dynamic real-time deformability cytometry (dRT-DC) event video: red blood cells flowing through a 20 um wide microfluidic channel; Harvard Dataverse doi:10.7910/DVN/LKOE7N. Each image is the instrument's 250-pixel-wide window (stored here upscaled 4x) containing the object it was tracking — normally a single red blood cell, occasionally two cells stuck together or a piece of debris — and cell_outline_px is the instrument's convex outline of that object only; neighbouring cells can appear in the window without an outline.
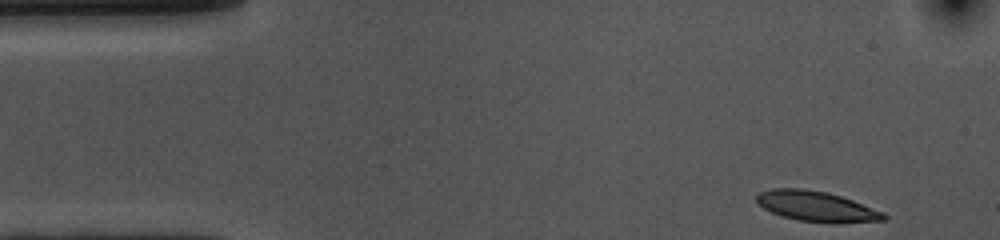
{"species": "common noctule bat (a hibernating species)", "species_latin": "Nyctalus noctula", "temperature_condition": "cold", "stored_images_in_passage": 41, "camera_frame_rate_fps": 3000, "um_per_image_px": 0.085, "animal": {"sex": "female", "body_mass_g": 10.0, "forearm_length_mm": 53.1}, "frame": {"image": 1, "passage_image": 1, "time_ms": 0.0, "image_size_px": [1000, 240], "cell_outline_px": [[888, 216], [884, 220], [840, 224], [832, 224], [800, 220], [780, 216], [764, 208], [756, 200], [756, 196], [760, 192], [772, 188], [804, 188], [828, 192], [852, 200], [884, 212]], "centroid_in_image_um": [69.43, 17.55], "position_along_channel_um": 15.6, "area_um2": 22.66}}
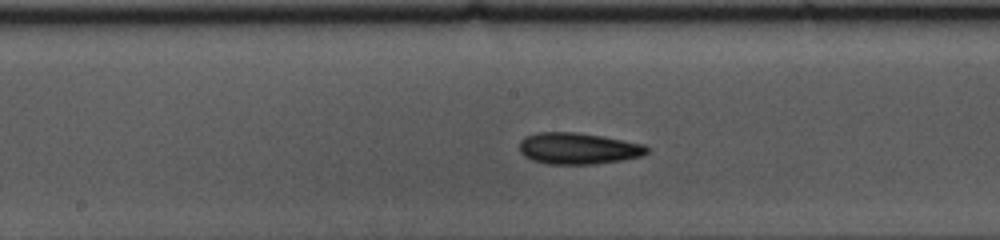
{"frame": {"image": 2, "passage_image": 23, "time_ms": 7.333, "image_size_px": [1000, 240], "cell_outline_px": [[648, 152], [644, 156], [624, 160], [592, 164], [548, 164], [532, 160], [524, 156], [520, 152], [520, 140], [524, 136], [536, 132], [576, 132], [604, 136], [644, 144], [648, 148]], "centroid_in_image_um": [49.15, 12.61], "position_along_channel_um": 199.1, "area_um2": 23.64}}
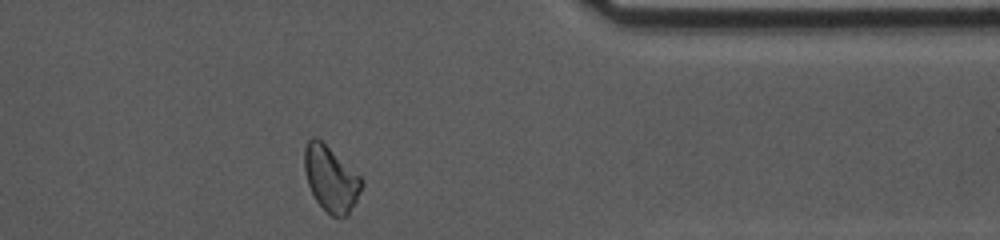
{"frame": {"image": 3, "passage_image": 40, "time_ms": 13.0, "image_size_px": [1000, 240], "cell_outline_px": [[364, 184], [348, 216], [332, 216], [316, 200], [308, 184], [304, 172], [304, 148], [308, 140], [312, 136], [316, 136], [360, 176], [364, 180]], "centroid_in_image_um": [28.11, 15.18], "position_along_channel_um": 383.3, "area_um2": 21.56}, "authors_computed_cell_mechanics": {"area_um2": 22.4264, "velocity_mm_per_s": 3.5854, "shape_relaxation_time_tau1_ms": 3.2438, "shape_relaxation_time_tau2_ms": 3.8963, "deformation_change_tau1": 0.1323, "deformation_change_tau2": 0.1146}}